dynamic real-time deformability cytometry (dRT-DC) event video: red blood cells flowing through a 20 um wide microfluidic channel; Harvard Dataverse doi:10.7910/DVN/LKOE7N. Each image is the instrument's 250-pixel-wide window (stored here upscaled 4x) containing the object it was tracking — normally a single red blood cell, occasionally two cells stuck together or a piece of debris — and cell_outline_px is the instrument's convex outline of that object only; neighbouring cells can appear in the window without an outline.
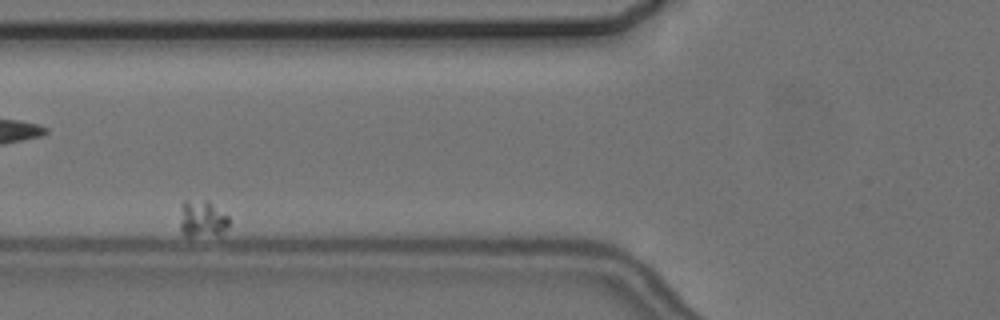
{"species": "common noctule bat (a hibernating species)", "species_latin": "Nyctalus noctula", "temperature_condition": "cold", "stored_images_in_passage": 6, "camera_frame_rate_fps": 3000, "um_per_image_px": 0.085, "animal": {"sex": "female", "body_mass_g": 24.6, "forearm_length_mm": 56.2}, "frame": {"image": 1, "passage_image": 3, "time_ms": 2.333, "image_size_px": [1000, 320], "cell_outline_px": [[228, 228], [220, 236], [184, 236], [180, 228], [180, 204], [184, 200], [208, 200], [228, 216]], "centroid_in_image_um": [17.18, 18.61], "position_along_channel_um": 108.6, "area_um2": 10.92}}